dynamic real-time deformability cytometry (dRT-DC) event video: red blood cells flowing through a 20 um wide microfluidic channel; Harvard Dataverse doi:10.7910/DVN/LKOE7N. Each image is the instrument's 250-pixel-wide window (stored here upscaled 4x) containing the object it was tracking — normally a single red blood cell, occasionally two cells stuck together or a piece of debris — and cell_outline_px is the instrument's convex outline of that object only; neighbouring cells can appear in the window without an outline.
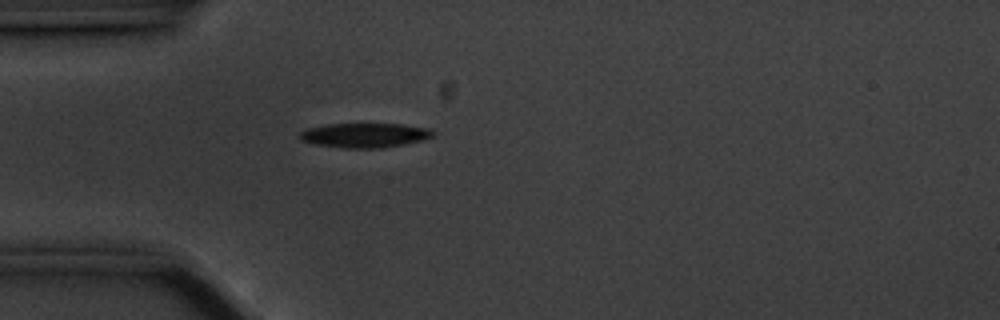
{"species": "common noctule bat (a hibernating species)", "species_latin": "Nyctalus noctula", "temperature_condition": "cold", "stored_images_in_passage": 42, "camera_frame_rate_fps": 3000, "um_per_image_px": 0.085, "animal": {"sex": "male", "body_mass_g": 20.1, "forearm_length_mm": 53.5}, "frame": {"image": 1, "passage_image": 1, "time_ms": 0.0, "image_size_px": [1000, 320], "cell_outline_px": [[436, 132], [432, 136], [424, 140], [384, 148], [344, 148], [316, 144], [300, 140], [296, 136], [300, 132], [308, 128], [328, 124], [400, 124], [432, 128]], "centroid_in_image_um": [31.02, 11.5], "position_along_channel_um": 54.0, "area_um2": 19.19}}
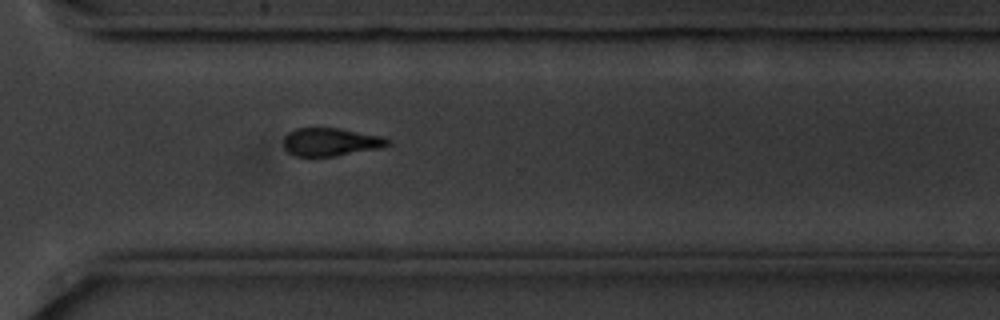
{"frame": {"image": 2, "passage_image": 26, "time_ms": 8.333, "image_size_px": [1000, 320], "cell_outline_px": [[388, 144], [380, 148], [336, 156], [296, 156], [288, 152], [284, 148], [284, 136], [288, 132], [296, 128], [336, 128], [384, 136], [388, 140]], "centroid_in_image_um": [28.08, 12.06], "position_along_channel_um": 342.5, "area_um2": 16.94}}
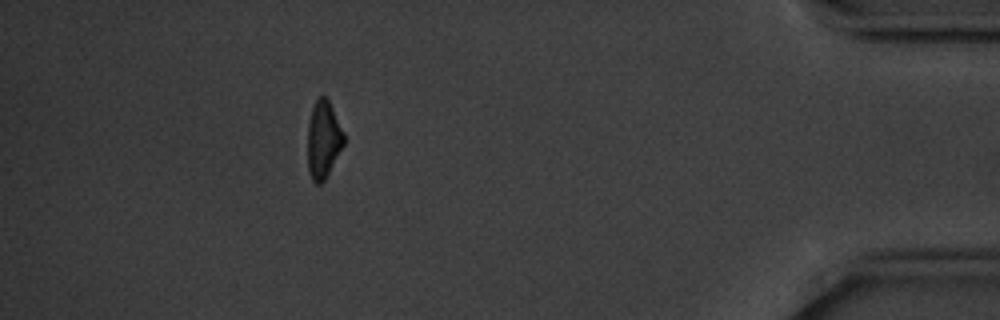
{"frame": {"image": 3, "passage_image": 36, "time_ms": 11.667, "image_size_px": [1000, 320], "cell_outline_px": [[344, 144], [324, 180], [320, 184], [316, 184], [312, 180], [308, 172], [308, 120], [312, 108], [316, 100], [320, 96], [324, 96], [328, 100], [344, 132]], "centroid_in_image_um": [27.47, 11.87], "position_along_channel_um": 407.7, "area_um2": 16.18}, "authors_computed_cell_mechanics": {"area_um2": 18.496, "velocity_mm_per_s": 3.5256, "shape_relaxation_time_tau1_ms": 2.1875, "shape_relaxation_time_tau2_ms": null, "deformation_change_tau1": 0.1173, "deformation_change_tau2": null}}